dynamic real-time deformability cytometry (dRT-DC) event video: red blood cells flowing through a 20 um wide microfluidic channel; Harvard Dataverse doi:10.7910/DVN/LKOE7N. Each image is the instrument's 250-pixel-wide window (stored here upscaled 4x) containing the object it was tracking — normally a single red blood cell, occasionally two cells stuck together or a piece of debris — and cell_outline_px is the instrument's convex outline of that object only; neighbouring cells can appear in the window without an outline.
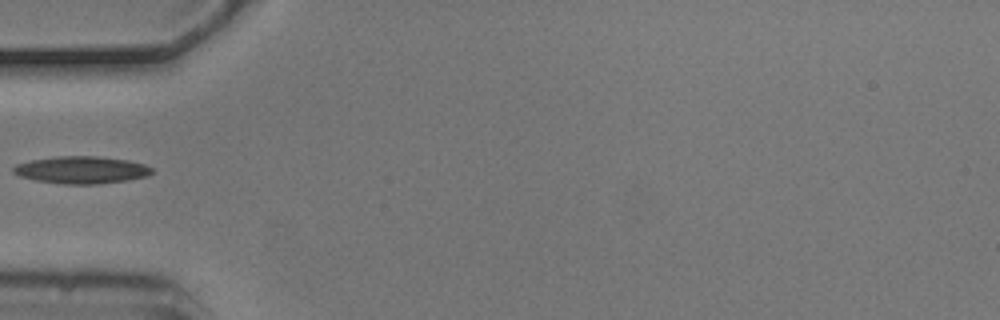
{"species": "common noctule bat (a hibernating species)", "species_latin": "Nyctalus noctula", "temperature_condition": "cold", "stored_images_in_passage": 1, "camera_frame_rate_fps": 3000, "um_per_image_px": 0.085, "animal": {"sex": "male", "body_mass_g": 20.5, "forearm_length_mm": 52.5}, "frame": {"image": 1, "passage_image": 1, "time_ms": 0.0, "image_size_px": [1000, 320], "cell_outline_px": [[152, 172], [148, 176], [128, 180], [96, 184], [64, 184], [36, 180], [20, 176], [12, 172], [12, 168], [16, 164], [32, 160], [56, 156], [100, 156], [128, 160], [144, 164], [152, 168]], "centroid_in_image_um": [6.93, 14.44], "position_along_channel_um": 78.1, "area_um2": 22.02}}